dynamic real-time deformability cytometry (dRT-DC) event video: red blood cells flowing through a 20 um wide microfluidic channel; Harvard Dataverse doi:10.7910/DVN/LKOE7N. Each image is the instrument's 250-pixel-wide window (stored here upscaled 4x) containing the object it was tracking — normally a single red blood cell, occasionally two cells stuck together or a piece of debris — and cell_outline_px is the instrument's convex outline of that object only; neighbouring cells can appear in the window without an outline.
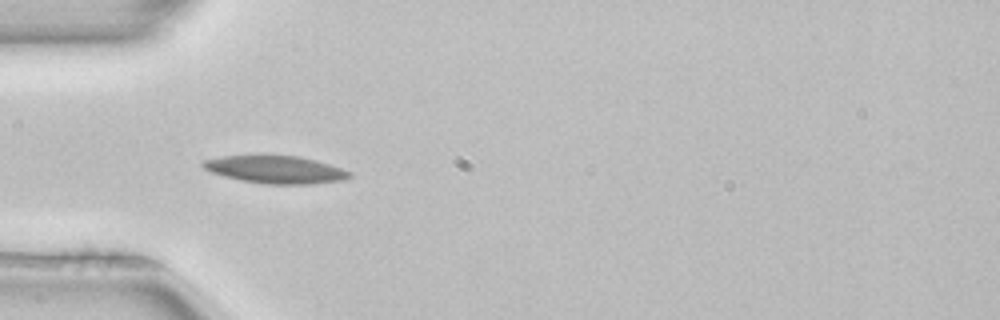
{"species": "common noctule bat (a hibernating species)", "species_latin": "Nyctalus noctula", "temperature_condition": "room temperature", "stored_images_in_passage": 26, "camera_frame_rate_fps": 3000, "um_per_image_px": 0.085, "animal": {"sex": "female", "body_mass_g": 22.7, "forearm_length_mm": 54.2}, "frame": {"image": 1, "passage_image": 5, "time_ms": 1.333, "image_size_px": [1000, 320], "cell_outline_px": [[352, 176], [344, 180], [308, 184], [264, 184], [240, 180], [224, 176], [212, 172], [204, 168], [200, 164], [204, 160], [220, 156], [300, 156], [316, 160], [352, 172]], "centroid_in_image_um": [23.43, 14.42], "position_along_channel_um": 61.6, "area_um2": 23.41}}